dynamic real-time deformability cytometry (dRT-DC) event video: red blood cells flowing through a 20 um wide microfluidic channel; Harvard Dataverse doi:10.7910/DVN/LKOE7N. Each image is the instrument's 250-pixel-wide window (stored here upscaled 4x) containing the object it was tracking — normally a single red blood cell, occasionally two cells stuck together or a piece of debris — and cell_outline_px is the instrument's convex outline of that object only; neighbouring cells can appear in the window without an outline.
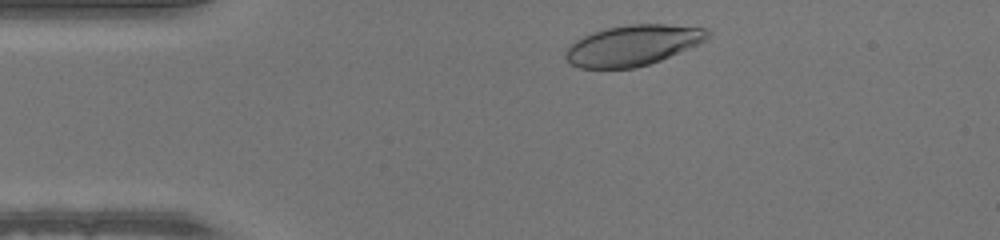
{"species": "human", "species_latin": "Homo sapiens", "temperature_condition": "warm", "stored_images_in_passage": 34, "camera_frame_rate_fps": 3000, "um_per_image_px": 0.085, "donor": {"sex": "male"}, "frame": {"image": 1, "passage_image": 3, "time_ms": 0.667, "image_size_px": [1000, 240], "cell_outline_px": [[712, 32], [704, 40], [688, 48], [660, 60], [636, 68], [580, 68], [572, 64], [564, 56], [564, 52], [568, 44], [592, 32], [608, 28], [628, 24], [664, 24], [708, 28]], "centroid_in_image_um": [53.75, 3.84], "position_along_channel_um": 31.2, "area_um2": 33.41}}
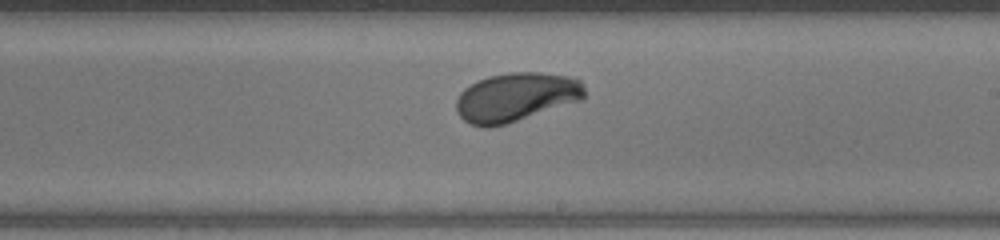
{"frame": {"image": 2, "passage_image": 22, "time_ms": 7.0, "image_size_px": [1000, 240], "cell_outline_px": [[584, 96], [580, 100], [492, 128], [484, 128], [472, 124], [464, 120], [456, 112], [456, 100], [460, 92], [464, 88], [476, 80], [488, 76], [512, 72], [540, 72], [568, 76], [580, 80], [584, 84]], "centroid_in_image_um": [43.81, 8.24], "position_along_channel_um": 245.2, "area_um2": 36.47}}
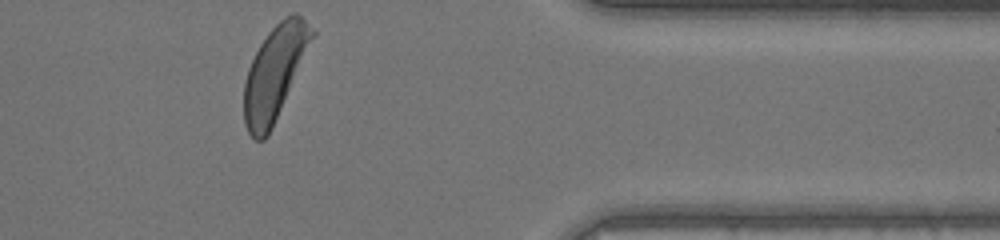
{"frame": {"image": 3, "passage_image": 34, "time_ms": 11.0, "image_size_px": [1000, 240], "cell_outline_px": [[316, 36], [272, 128], [264, 140], [256, 140], [248, 132], [244, 124], [244, 80], [248, 68], [260, 44], [268, 32], [284, 16], [292, 12], [296, 12], [316, 32]], "centroid_in_image_um": [23.36, 6.17], "position_along_channel_um": 388.0, "area_um2": 37.17}}